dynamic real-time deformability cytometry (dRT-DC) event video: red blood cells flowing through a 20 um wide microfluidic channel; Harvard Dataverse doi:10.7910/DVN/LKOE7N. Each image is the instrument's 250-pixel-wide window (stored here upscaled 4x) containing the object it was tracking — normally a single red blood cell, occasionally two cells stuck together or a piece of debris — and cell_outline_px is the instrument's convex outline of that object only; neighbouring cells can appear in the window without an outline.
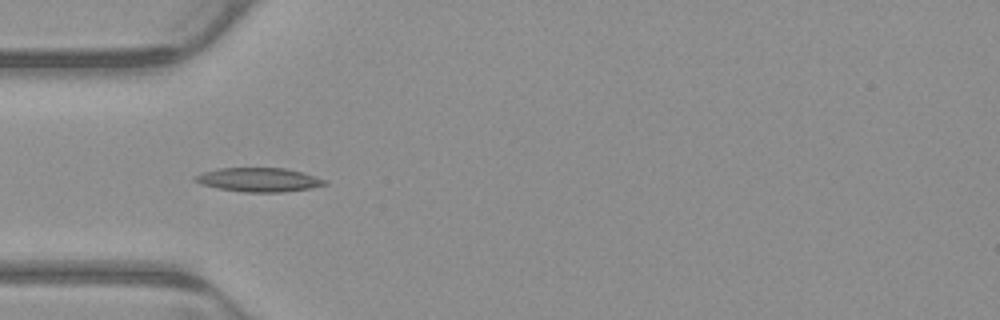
{"species": "common noctule bat (a hibernating species)", "species_latin": "Nyctalus noctula", "temperature_condition": "warm", "stored_images_in_passage": 6, "camera_frame_rate_fps": 3000, "um_per_image_px": 0.085, "animal": {"sex": "male", "body_mass_g": 23.1, "forearm_length_mm": 52.7}, "frame": {"image": 1, "passage_image": 4, "time_ms": 1.0, "image_size_px": [1000, 320], "cell_outline_px": [[328, 184], [312, 188], [280, 192], [244, 192], [216, 188], [200, 184], [192, 180], [192, 176], [216, 168], [284, 168], [304, 172], [328, 180]], "centroid_in_image_um": [21.99, 15.28], "position_along_channel_um": 63.0, "area_um2": 18.38}}
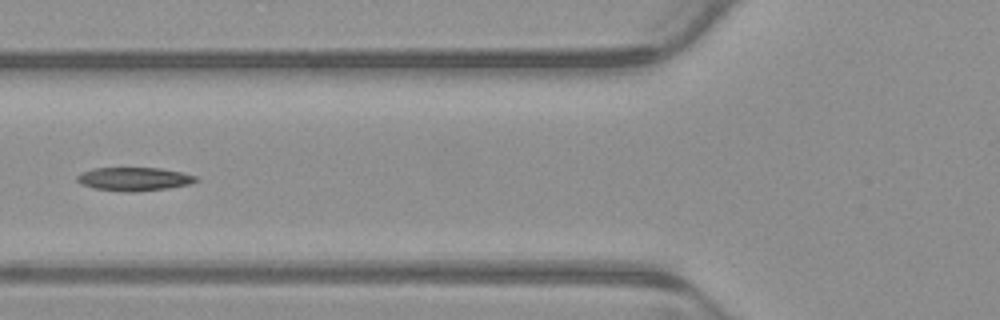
{"frame": {"image": 2, "passage_image": 5, "time_ms": 1.333, "image_size_px": [1000, 320], "cell_outline_px": [[200, 180], [188, 184], [168, 188], [132, 192], [128, 192], [96, 188], [80, 184], [76, 180], [76, 176], [80, 172], [96, 168], [160, 168], [184, 172], [200, 176]], "centroid_in_image_um": [11.44, 15.2], "position_along_channel_um": 114.4, "area_um2": 16.36}}